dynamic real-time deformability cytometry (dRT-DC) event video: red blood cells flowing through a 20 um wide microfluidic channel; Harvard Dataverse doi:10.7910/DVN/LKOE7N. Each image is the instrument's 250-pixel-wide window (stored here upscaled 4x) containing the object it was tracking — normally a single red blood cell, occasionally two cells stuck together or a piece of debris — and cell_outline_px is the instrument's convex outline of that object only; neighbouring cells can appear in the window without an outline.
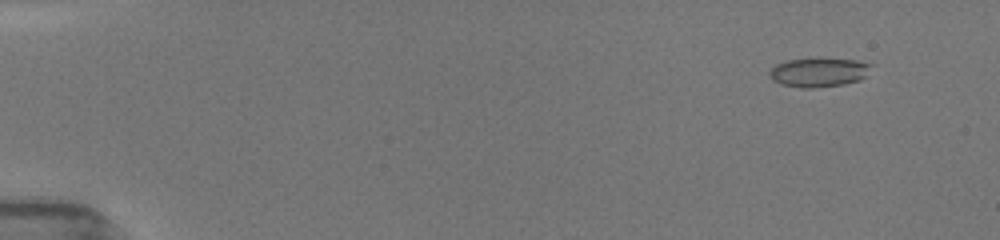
{"species": "common noctule bat (a hibernating species)", "species_latin": "Nyctalus noctula", "temperature_condition": "room temperature", "stored_images_in_passage": 53, "camera_frame_rate_fps": 3000, "um_per_image_px": 0.085, "animal": {"sex": "female", "body_mass_g": 19.5, "forearm_length_mm": 54.1}, "frame": {"image": 1, "passage_image": 5, "time_ms": 1.333, "image_size_px": [1000, 240], "cell_outline_px": [[872, 64], [864, 76], [860, 80], [844, 84], [812, 88], [800, 88], [780, 84], [772, 80], [768, 76], [768, 72], [776, 64], [788, 60], [820, 56], [856, 60]], "centroid_in_image_um": [69.55, 6.12], "position_along_channel_um": 15.5, "area_um2": 17.74}}
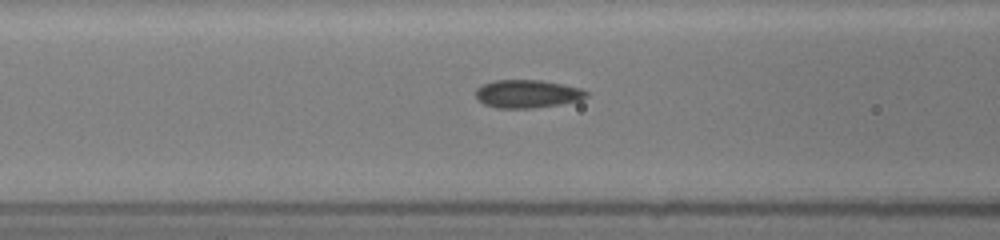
{"frame": {"image": 2, "passage_image": 23, "time_ms": 7.333, "image_size_px": [1000, 240], "cell_outline_px": [[588, 96], [580, 100], [560, 104], [532, 108], [496, 108], [484, 104], [476, 100], [476, 88], [484, 84], [496, 80], [540, 80], [564, 84], [580, 88], [588, 92]], "centroid_in_image_um": [44.81, 7.98], "position_along_channel_um": 121.8, "area_um2": 18.15}}
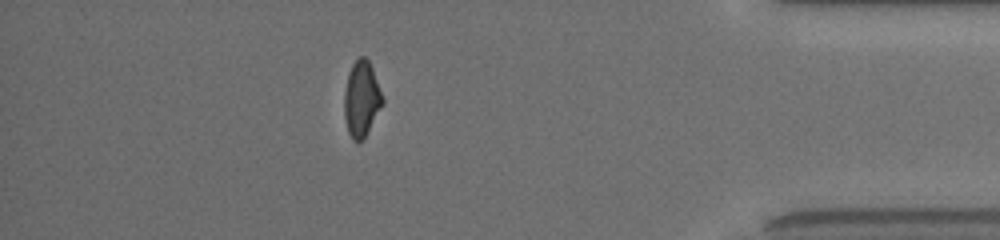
{"frame": {"image": 3, "passage_image": 47, "time_ms": 15.333, "image_size_px": [1000, 240], "cell_outline_px": [[384, 104], [364, 140], [356, 144], [352, 140], [348, 132], [344, 116], [344, 92], [348, 72], [352, 64], [360, 56], [364, 56], [368, 60], [372, 68], [384, 100]], "centroid_in_image_um": [30.73, 8.47], "position_along_channel_um": 404.5, "area_um2": 17.22}, "authors_computed_cell_mechanics": {"area_um2": 17.5134, "velocity_mm_per_s": 3.9819, "shape_relaxation_time_tau1_ms": 3.7847, "shape_relaxation_time_tau2_ms": 1.3443, "deformation_change_tau1": 0.1332, "deformation_change_tau2": 0.0826}}